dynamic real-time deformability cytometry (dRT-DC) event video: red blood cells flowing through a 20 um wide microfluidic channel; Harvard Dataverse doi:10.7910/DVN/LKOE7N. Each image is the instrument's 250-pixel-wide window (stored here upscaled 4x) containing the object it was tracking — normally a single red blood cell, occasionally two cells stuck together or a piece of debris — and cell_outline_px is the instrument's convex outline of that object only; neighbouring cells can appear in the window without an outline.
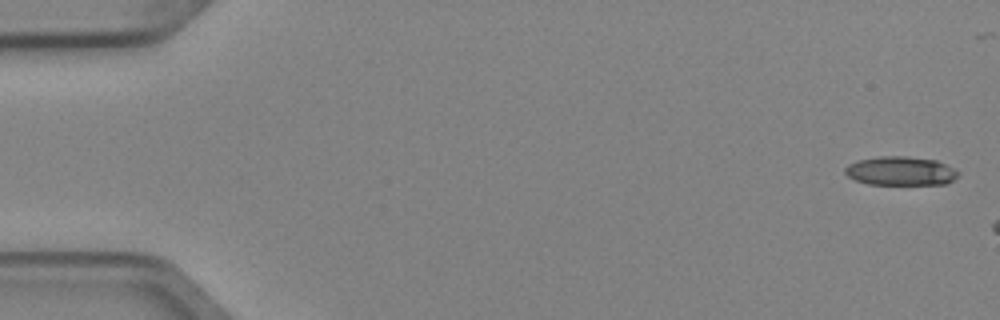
{"species": "Egyptian fruit bat (a non-hibernating species)", "species_latin": "Rousettus aegyptiacus", "temperature_condition": "cold", "stored_images_in_passage": 3, "camera_frame_rate_fps": 3000, "um_per_image_px": 0.085, "animal": {"sex": "female"}, "frame": {"image": 1, "passage_image": 1, "time_ms": 0.0, "image_size_px": [1000, 320], "cell_outline_px": [[960, 176], [948, 184], [868, 184], [856, 180], [848, 176], [844, 172], [844, 168], [848, 164], [856, 160], [880, 156], [908, 156], [936, 160], [960, 172]], "centroid_in_image_um": [76.56, 14.53], "position_along_channel_um": 8.4, "area_um2": 19.19}}